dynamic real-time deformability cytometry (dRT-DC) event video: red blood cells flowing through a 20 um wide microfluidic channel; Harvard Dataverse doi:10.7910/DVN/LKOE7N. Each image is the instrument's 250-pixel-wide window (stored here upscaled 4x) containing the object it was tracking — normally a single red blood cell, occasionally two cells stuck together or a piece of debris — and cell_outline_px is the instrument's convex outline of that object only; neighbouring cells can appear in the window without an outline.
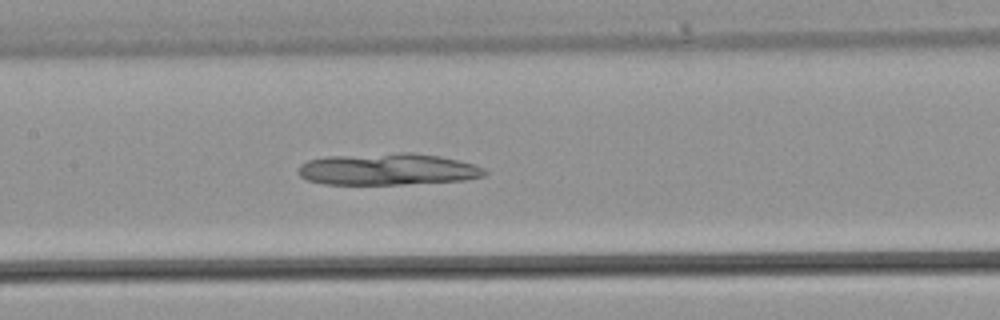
{"species": "common noctule bat (a hibernating species)", "species_latin": "Nyctalus noctula", "temperature_condition": "warm", "stored_images_in_passage": 35, "camera_frame_rate_fps": 3000, "um_per_image_px": 0.085, "animal": {"sex": "male", "body_mass_g": 21.5, "forearm_length_mm": 52.0}, "frame": {"image": 1, "passage_image": 17, "time_ms": 5.333, "image_size_px": [1000, 320], "cell_outline_px": [[488, 172], [484, 176], [464, 180], [404, 184], [324, 184], [308, 180], [300, 176], [300, 164], [308, 160], [328, 156], [400, 152], [412, 152], [440, 156], [472, 164], [484, 168]], "centroid_in_image_um": [32.97, 14.38], "position_along_channel_um": 174.4, "area_um2": 34.39}}
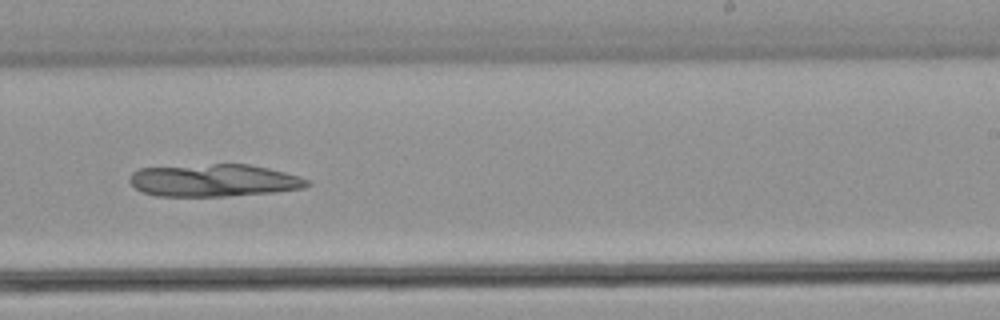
{"frame": {"image": 2, "passage_image": 22, "time_ms": 7.0, "image_size_px": [1000, 320], "cell_outline_px": [[312, 184], [304, 188], [276, 192], [224, 196], [156, 196], [144, 192], [136, 188], [128, 180], [132, 172], [140, 168], [212, 164], [248, 164], [268, 168], [284, 172], [308, 180]], "centroid_in_image_um": [18.18, 15.33], "position_along_channel_um": 270.8, "area_um2": 33.47}}
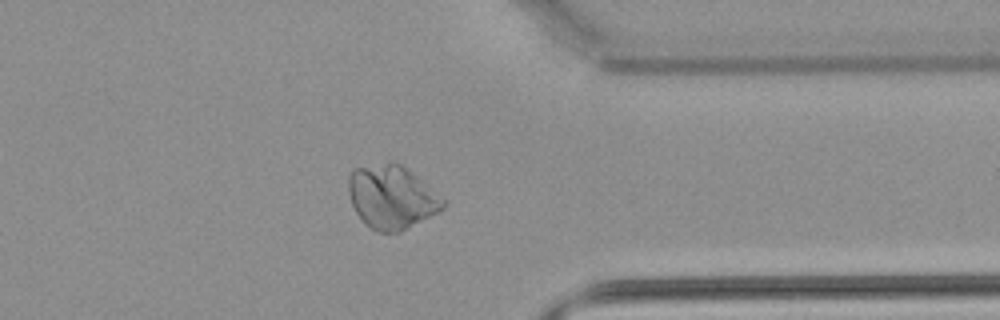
{"frame": {"image": 3, "passage_image": 28, "time_ms": 9.0, "image_size_px": [1000, 320], "cell_outline_px": [[444, 208], [408, 228], [400, 232], [376, 232], [364, 224], [356, 212], [352, 204], [348, 192], [348, 176], [356, 168], [388, 160], [392, 160], [400, 164], [444, 200]], "centroid_in_image_um": [33.22, 16.75], "position_along_channel_um": 378.2, "area_um2": 34.62}}